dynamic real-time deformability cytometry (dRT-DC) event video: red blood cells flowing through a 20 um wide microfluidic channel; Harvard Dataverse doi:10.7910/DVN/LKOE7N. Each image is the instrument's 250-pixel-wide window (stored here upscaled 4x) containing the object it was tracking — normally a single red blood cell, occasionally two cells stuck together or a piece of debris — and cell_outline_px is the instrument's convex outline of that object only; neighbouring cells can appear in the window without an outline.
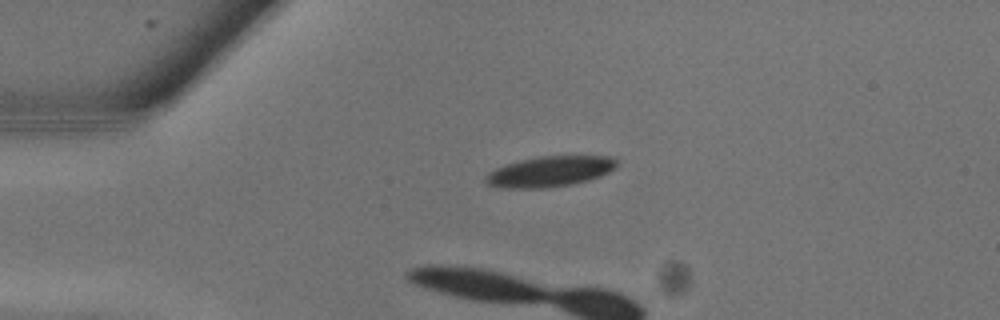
{"species": "common noctule bat (a hibernating species)", "species_latin": "Nyctalus noctula", "temperature_condition": "warm", "stored_images_in_passage": 3, "camera_frame_rate_fps": 3000, "um_per_image_px": 0.085, "animal": {"sex": "male", "body_mass_g": 13.3}, "frame": {"image": 1, "passage_image": 1, "time_ms": 0.0, "image_size_px": [1000, 320], "cell_outline_px": [[616, 168], [600, 176], [588, 180], [572, 184], [548, 188], [500, 188], [488, 184], [484, 180], [484, 176], [488, 172], [496, 168], [508, 164], [540, 156], [612, 156], [616, 160]], "centroid_in_image_um": [46.73, 14.59], "position_along_channel_um": 38.3, "area_um2": 23.24}}